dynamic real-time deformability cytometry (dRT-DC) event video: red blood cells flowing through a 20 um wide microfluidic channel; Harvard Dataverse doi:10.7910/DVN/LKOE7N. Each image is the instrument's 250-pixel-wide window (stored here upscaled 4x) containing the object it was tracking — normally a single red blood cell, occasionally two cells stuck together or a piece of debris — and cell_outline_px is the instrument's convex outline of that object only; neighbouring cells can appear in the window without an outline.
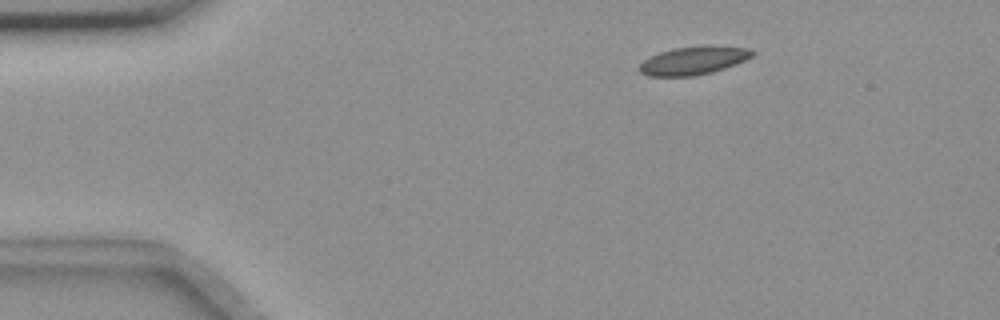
{"species": "common noctule bat (a hibernating species)", "species_latin": "Nyctalus noctula", "temperature_condition": "room temperature", "stored_images_in_passage": 50, "camera_frame_rate_fps": 3000, "um_per_image_px": 0.085, "animal": {"sex": "female", "body_mass_g": 18.4}, "frame": {"image": 1, "passage_image": 3, "time_ms": 0.667, "image_size_px": [1000, 320], "cell_outline_px": [[756, 52], [752, 56], [736, 64], [712, 72], [692, 76], [648, 76], [640, 72], [636, 68], [644, 60], [660, 52], [672, 48], [704, 44], [712, 44], [752, 48]], "centroid_in_image_um": [58.98, 5.11], "position_along_channel_um": 26.0, "area_um2": 19.02}}
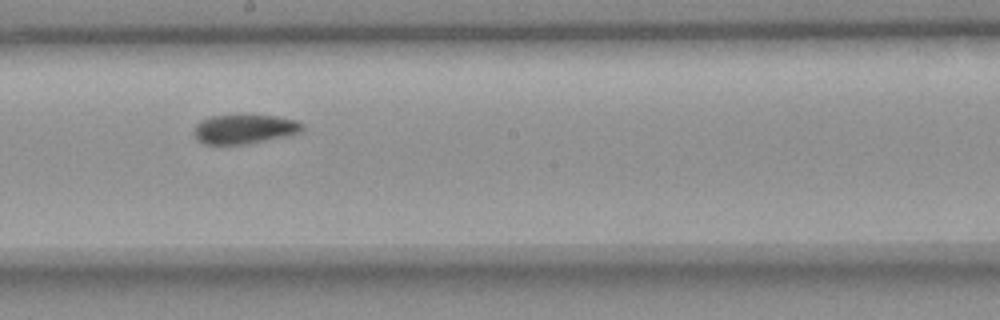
{"frame": {"image": 2, "passage_image": 25, "time_ms": 8.0, "image_size_px": [1000, 320], "cell_outline_px": [[304, 132], [288, 136], [248, 144], [204, 144], [196, 140], [192, 132], [196, 124], [200, 120], [212, 116], [244, 112], [276, 116], [296, 120], [304, 124]], "centroid_in_image_um": [20.79, 10.93], "position_along_channel_um": 227.4, "area_um2": 19.59}}
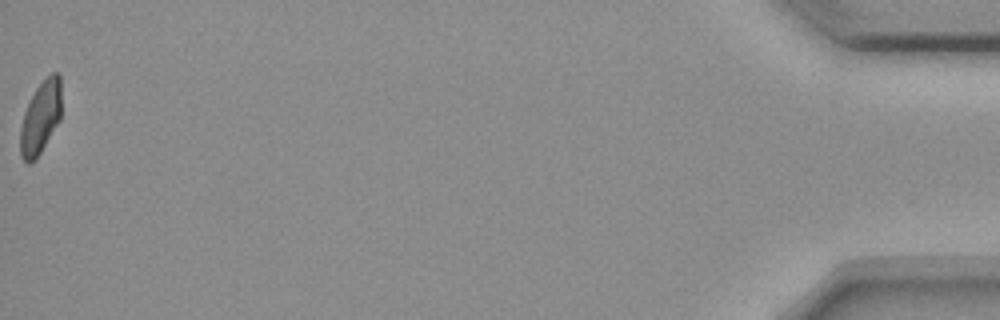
{"frame": {"image": 3, "passage_image": 50, "time_ms": 16.333, "image_size_px": [1000, 320], "cell_outline_px": [[60, 120], [36, 160], [28, 164], [20, 156], [20, 128], [24, 112], [36, 88], [52, 72], [60, 72]], "centroid_in_image_um": [3.44, 10.02], "position_along_channel_um": 431.8, "area_um2": 17.34}, "authors_computed_cell_mechanics": {"area_um2": 18.9006, "velocity_mm_per_s": 3.6423, "shape_relaxation_time_tau1_ms": null, "shape_relaxation_time_tau2_ms": 3.6727, "deformation_change_tau1": null, "deformation_change_tau2": 0.0552}}